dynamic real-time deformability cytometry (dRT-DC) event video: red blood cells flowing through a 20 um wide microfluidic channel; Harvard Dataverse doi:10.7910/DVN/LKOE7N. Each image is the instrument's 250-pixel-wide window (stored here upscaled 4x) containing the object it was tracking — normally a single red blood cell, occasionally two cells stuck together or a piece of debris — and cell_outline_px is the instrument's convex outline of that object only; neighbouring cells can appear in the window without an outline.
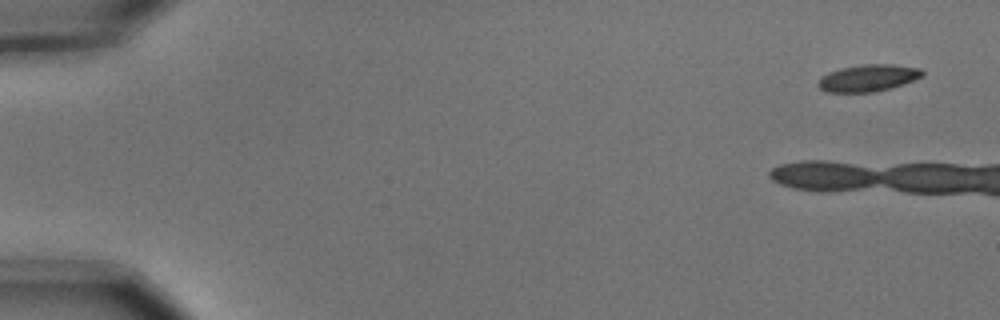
{"species": "common noctule bat (a hibernating species)", "species_latin": "Nyctalus noctula", "temperature_condition": "cold", "stored_images_in_passage": 5, "camera_frame_rate_fps": 3000, "um_per_image_px": 0.085, "animal": {"sex": "male", "body_mass_g": 15.6}, "frame": {"image": 1, "passage_image": 1, "time_ms": 0.0, "image_size_px": [1000, 320], "cell_outline_px": [[924, 76], [904, 84], [892, 88], [876, 92], [828, 92], [820, 88], [816, 84], [828, 72], [840, 68], [864, 64], [892, 64], [920, 68], [924, 72]], "centroid_in_image_um": [73.84, 6.63], "position_along_channel_um": 11.2, "area_um2": 16.42}}